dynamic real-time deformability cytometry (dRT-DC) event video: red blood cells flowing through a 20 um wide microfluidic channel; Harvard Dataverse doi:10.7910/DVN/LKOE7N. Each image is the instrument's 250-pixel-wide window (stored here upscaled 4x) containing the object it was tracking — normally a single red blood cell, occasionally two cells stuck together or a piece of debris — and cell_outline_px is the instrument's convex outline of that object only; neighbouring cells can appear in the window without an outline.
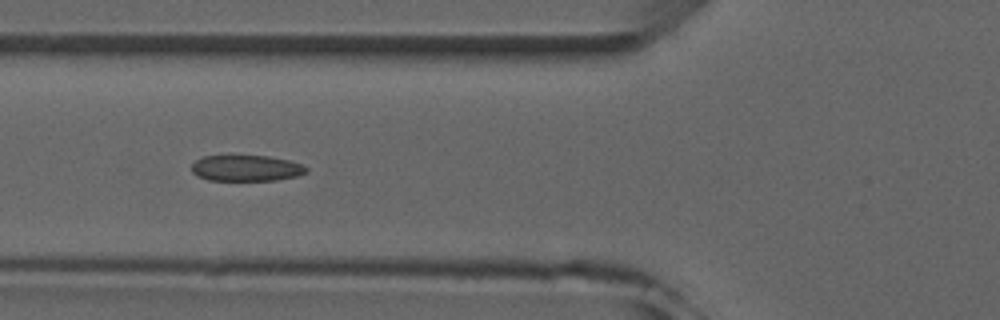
{"species": "common noctule bat (a hibernating species)", "species_latin": "Nyctalus noctula", "temperature_condition": "room temperature", "stored_images_in_passage": 6, "camera_frame_rate_fps": 3000, "um_per_image_px": 0.085, "animal": {"sex": "male", "forearm_length_mm": 52.5}, "frame": {"image": 1, "passage_image": 5, "time_ms": 5.333, "image_size_px": [1000, 320], "cell_outline_px": [[308, 172], [296, 176], [276, 180], [208, 180], [196, 176], [192, 172], [192, 164], [196, 160], [204, 156], [268, 156], [288, 160], [300, 164], [308, 168]], "centroid_in_image_um": [20.91, 14.3], "position_along_channel_um": 104.9, "area_um2": 17.28}}
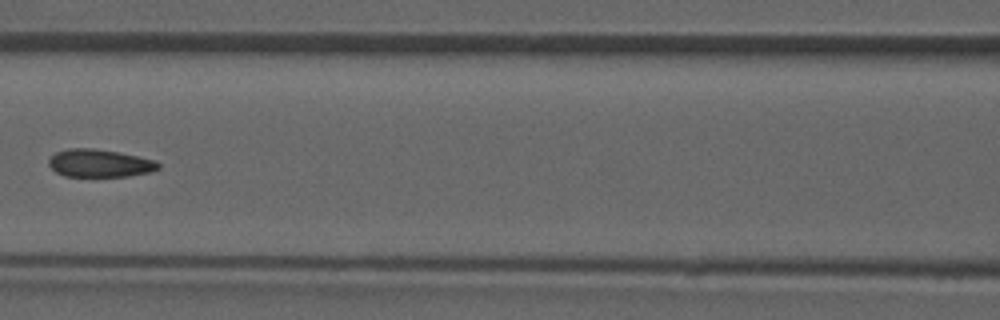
{"frame": {"image": 2, "passage_image": 6, "time_ms": 6.667, "image_size_px": [1000, 320], "cell_outline_px": [[160, 168], [152, 172], [128, 176], [64, 176], [56, 172], [48, 164], [48, 160], [56, 152], [68, 148], [92, 148], [116, 152], [156, 160], [160, 164]], "centroid_in_image_um": [8.48, 13.88], "position_along_channel_um": 158.1, "area_um2": 17.69}}